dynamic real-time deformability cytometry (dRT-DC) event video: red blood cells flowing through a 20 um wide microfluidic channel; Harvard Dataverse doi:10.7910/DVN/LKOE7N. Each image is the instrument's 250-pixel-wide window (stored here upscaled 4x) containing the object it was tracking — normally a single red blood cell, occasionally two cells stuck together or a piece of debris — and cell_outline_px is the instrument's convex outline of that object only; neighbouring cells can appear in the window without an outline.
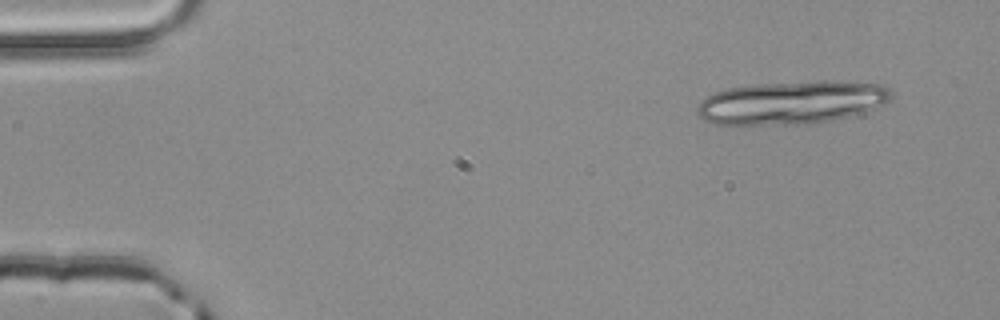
{"species": "common noctule bat (a hibernating species)", "species_latin": "Nyctalus noctula", "temperature_condition": "room temperature", "stored_images_in_passage": 3, "camera_frame_rate_fps": 3000, "um_per_image_px": 0.085, "animal": {"sex": "male", "body_mass_g": 20.4}, "frame": {"image": 1, "passage_image": 1, "time_ms": 0.0, "image_size_px": [1000, 320], "cell_outline_px": [[892, 96], [884, 104], [848, 116], [832, 120], [812, 124], [708, 124], [696, 116], [696, 108], [700, 100], [716, 92], [728, 88], [756, 84], [824, 80], [840, 80], [880, 84], [888, 88], [892, 92]], "centroid_in_image_um": [67.24, 8.71], "position_along_channel_um": 17.8, "area_um2": 49.13}}